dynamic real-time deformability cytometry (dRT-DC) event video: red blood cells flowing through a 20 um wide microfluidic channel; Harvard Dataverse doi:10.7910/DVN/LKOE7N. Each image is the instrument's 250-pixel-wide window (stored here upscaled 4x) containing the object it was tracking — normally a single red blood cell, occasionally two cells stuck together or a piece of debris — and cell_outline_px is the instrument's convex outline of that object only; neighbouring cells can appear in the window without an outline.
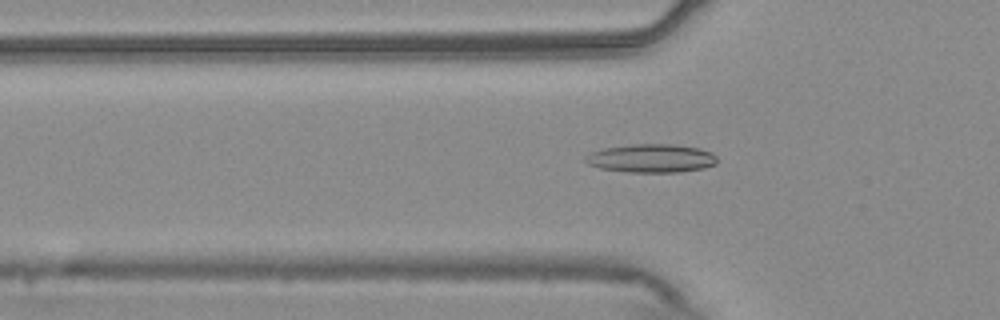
{"species": "common noctule bat (a hibernating species)", "species_latin": "Nyctalus noctula", "temperature_condition": "warm", "stored_images_in_passage": 40, "camera_frame_rate_fps": 3000, "um_per_image_px": 0.085, "animal": {"sex": "male", "body_mass_g": 20.4}, "frame": {"image": 1, "passage_image": 4, "time_ms": 1.0, "image_size_px": [1000, 320], "cell_outline_px": [[716, 164], [704, 168], [680, 172], [624, 172], [600, 168], [588, 164], [584, 160], [592, 152], [600, 148], [632, 144], [676, 144], [700, 148], [712, 152], [716, 156]], "centroid_in_image_um": [55.38, 13.45], "position_along_channel_um": 70.4, "area_um2": 22.02}}
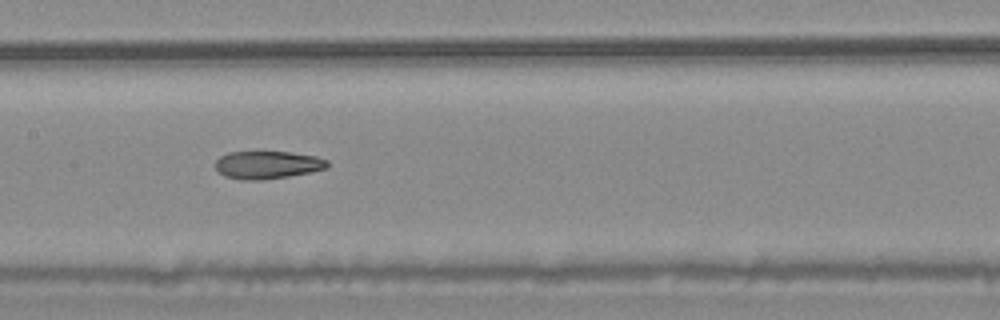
{"frame": {"image": 2, "passage_image": 13, "time_ms": 4.0, "image_size_px": [1000, 320], "cell_outline_px": [[328, 168], [312, 172], [288, 176], [260, 180], [244, 180], [224, 176], [216, 168], [216, 160], [220, 156], [228, 152], [288, 152], [316, 156], [328, 160]], "centroid_in_image_um": [22.75, 14.01], "position_along_channel_um": 184.6, "area_um2": 18.09}}
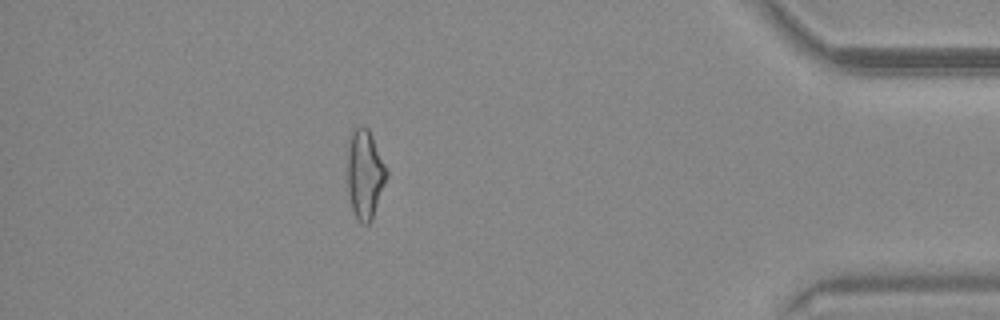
{"frame": {"image": 3, "passage_image": 34, "time_ms": 11.0, "image_size_px": [1000, 320], "cell_outline_px": [[388, 176], [372, 220], [368, 224], [364, 224], [356, 216], [352, 208], [348, 192], [348, 140], [352, 128], [360, 124], [368, 128], [388, 168]], "centroid_in_image_um": [31.03, 14.75], "position_along_channel_um": 404.2, "area_um2": 20.58}, "authors_computed_cell_mechanics": {"area_um2": 18.8717, "velocity_mm_per_s": 3.7813, "shape_relaxation_time_tau1_ms": null, "shape_relaxation_time_tau2_ms": 4.1196, "deformation_change_tau1": null, "deformation_change_tau2": 0.1355}}